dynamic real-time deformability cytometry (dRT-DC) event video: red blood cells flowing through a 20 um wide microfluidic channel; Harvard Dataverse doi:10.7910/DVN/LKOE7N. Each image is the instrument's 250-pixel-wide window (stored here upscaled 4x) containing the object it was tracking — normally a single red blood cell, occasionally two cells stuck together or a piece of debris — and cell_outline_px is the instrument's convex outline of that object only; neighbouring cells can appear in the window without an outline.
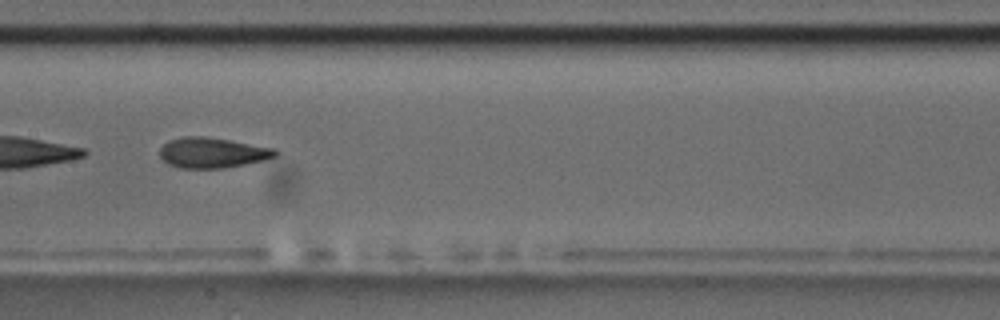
{"species": "common noctule bat (a hibernating species)", "species_latin": "Nyctalus noctula", "temperature_condition": "room temperature", "stored_images_in_passage": 15, "camera_frame_rate_fps": 3000, "um_per_image_px": 0.085, "animal": {"sex": "male", "body_mass_g": 17.5, "forearm_length_mm": 52.3}, "frame": {"image": 1, "passage_image": 7, "time_ms": 7.0, "image_size_px": [1000, 320], "cell_outline_px": [[280, 152], [276, 156], [264, 160], [244, 164], [220, 168], [180, 168], [168, 164], [160, 156], [160, 148], [168, 140], [180, 136], [204, 136], [276, 148]], "centroid_in_image_um": [18.05, 12.97], "position_along_channel_um": 189.4, "area_um2": 20.46}}
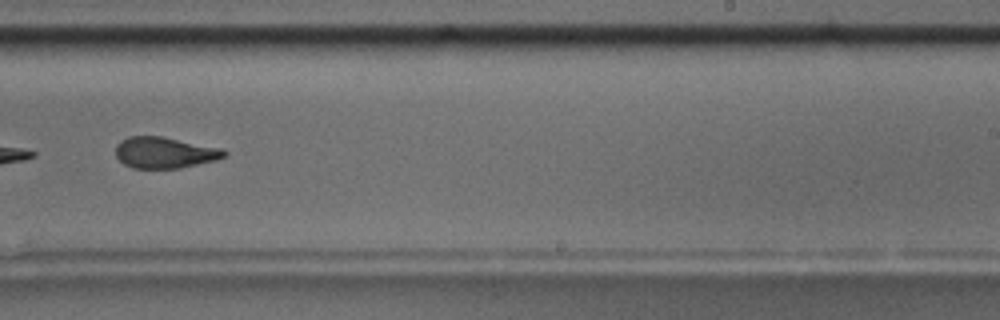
{"frame": {"image": 2, "passage_image": 9, "time_ms": 9.333, "image_size_px": [1000, 320], "cell_outline_px": [[228, 156], [216, 160], [180, 168], [132, 168], [124, 164], [116, 156], [116, 144], [120, 140], [128, 136], [164, 136], [224, 148], [228, 152]], "centroid_in_image_um": [14.04, 12.96], "position_along_channel_um": 275.0, "area_um2": 20.11}, "authors_computed_cell_mechanics": {"area_um2": 20.519, "velocity_mm_per_s": 3.6869, "shape_relaxation_time_tau1_ms": null, "shape_relaxation_time_tau2_ms": 1.5528, "deformation_change_tau1": null, "deformation_change_tau2": 0.0817}}